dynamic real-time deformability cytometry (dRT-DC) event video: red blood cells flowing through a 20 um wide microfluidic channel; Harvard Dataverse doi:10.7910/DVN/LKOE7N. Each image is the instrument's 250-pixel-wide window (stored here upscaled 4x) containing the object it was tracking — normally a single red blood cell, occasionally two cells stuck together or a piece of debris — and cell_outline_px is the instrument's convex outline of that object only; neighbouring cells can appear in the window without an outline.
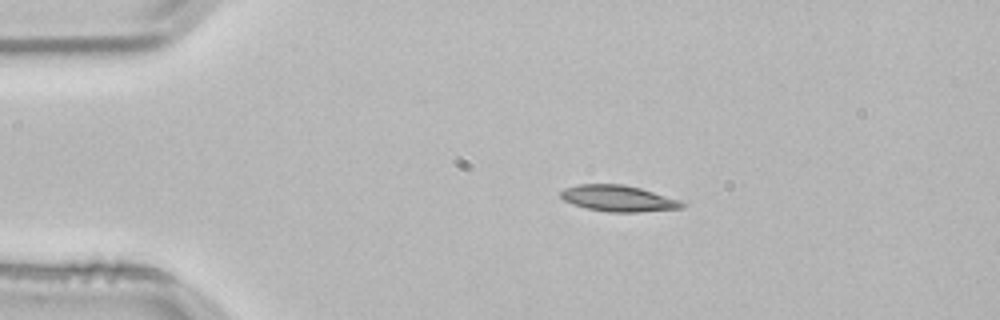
{"species": "common noctule bat (a hibernating species)", "species_latin": "Nyctalus noctula", "temperature_condition": "room temperature", "stored_images_in_passage": 43, "camera_frame_rate_fps": 3000, "um_per_image_px": 0.085, "animal": {"sex": "male", "body_mass_g": 21.5, "forearm_length_mm": 52.0}, "frame": {"image": 1, "passage_image": 1, "time_ms": 0.0, "image_size_px": [1000, 320], "cell_outline_px": [[688, 204], [684, 208], [636, 212], [608, 212], [588, 208], [572, 204], [564, 200], [560, 196], [560, 192], [564, 188], [580, 184], [624, 184], [640, 188], [680, 200]], "centroid_in_image_um": [52.57, 16.86], "position_along_channel_um": 32.4, "area_um2": 18.5}}
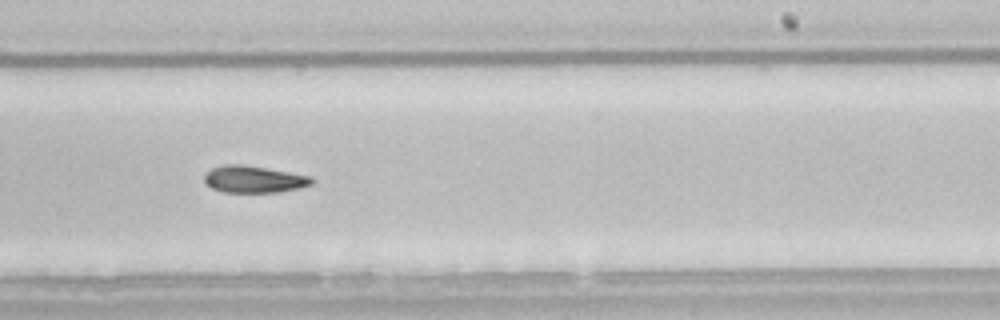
{"frame": {"image": 2, "passage_image": 23, "time_ms": 7.333, "image_size_px": [1000, 320], "cell_outline_px": [[316, 180], [312, 184], [300, 188], [276, 192], [224, 192], [212, 188], [204, 184], [204, 172], [212, 168], [224, 164], [244, 164], [312, 176]], "centroid_in_image_um": [21.56, 15.23], "position_along_channel_um": 267.4, "area_um2": 17.11}}
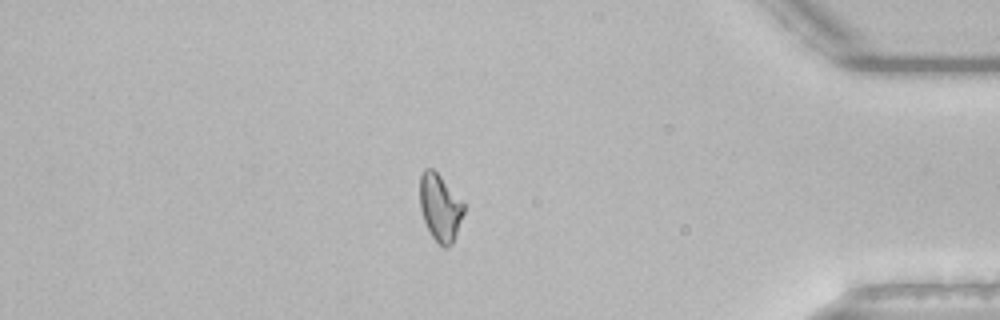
{"frame": {"image": 3, "passage_image": 36, "time_ms": 11.667, "image_size_px": [1000, 320], "cell_outline_px": [[464, 212], [452, 244], [444, 248], [432, 236], [424, 220], [420, 208], [420, 176], [424, 168], [432, 168], [440, 176], [464, 204]], "centroid_in_image_um": [37.39, 17.63], "position_along_channel_um": 397.8, "area_um2": 16.76}}